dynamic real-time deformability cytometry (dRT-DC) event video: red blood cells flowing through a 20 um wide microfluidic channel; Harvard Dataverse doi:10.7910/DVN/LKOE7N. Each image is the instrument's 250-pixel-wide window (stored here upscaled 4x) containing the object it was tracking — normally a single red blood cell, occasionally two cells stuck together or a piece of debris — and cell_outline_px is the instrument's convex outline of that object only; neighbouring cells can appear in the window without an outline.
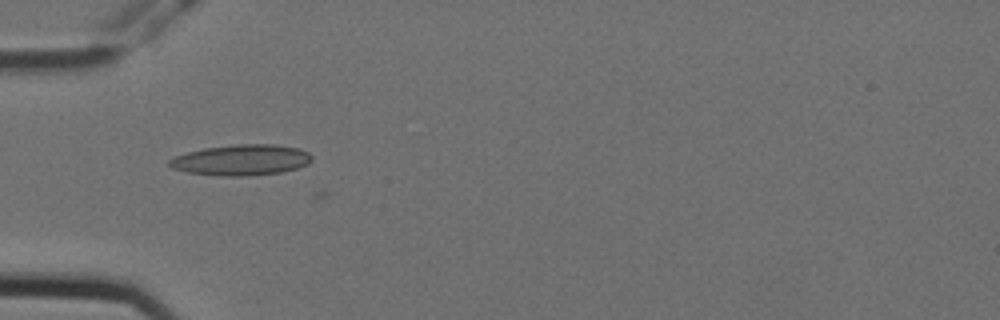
{"species": "Egyptian fruit bat (a non-hibernating species)", "species_latin": "Rousettus aegyptiacus", "temperature_condition": "cold", "stored_images_in_passage": 7, "camera_frame_rate_fps": 3000, "um_per_image_px": 0.085, "animal": {"sex": "female"}, "frame": {"image": 1, "passage_image": 6, "time_ms": 1.667, "image_size_px": [1000, 320], "cell_outline_px": [[312, 160], [308, 164], [296, 168], [280, 172], [244, 176], [220, 176], [188, 172], [172, 168], [168, 164], [168, 160], [176, 156], [188, 152], [204, 148], [236, 144], [272, 144], [300, 148], [308, 152], [312, 156]], "centroid_in_image_um": [20.52, 13.59], "position_along_channel_um": 64.5, "area_um2": 25.49}}
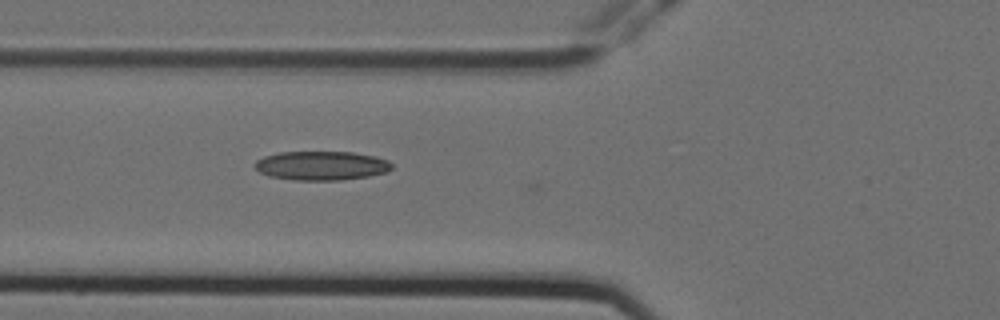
{"frame": {"image": 2, "passage_image": 7, "time_ms": 2.0, "image_size_px": [1000, 320], "cell_outline_px": [[392, 168], [388, 172], [368, 176], [340, 180], [296, 180], [268, 176], [260, 172], [252, 164], [256, 160], [264, 156], [280, 152], [352, 152], [376, 156], [388, 160], [392, 164]], "centroid_in_image_um": [27.32, 14.08], "position_along_channel_um": 98.5, "area_um2": 23.29}}